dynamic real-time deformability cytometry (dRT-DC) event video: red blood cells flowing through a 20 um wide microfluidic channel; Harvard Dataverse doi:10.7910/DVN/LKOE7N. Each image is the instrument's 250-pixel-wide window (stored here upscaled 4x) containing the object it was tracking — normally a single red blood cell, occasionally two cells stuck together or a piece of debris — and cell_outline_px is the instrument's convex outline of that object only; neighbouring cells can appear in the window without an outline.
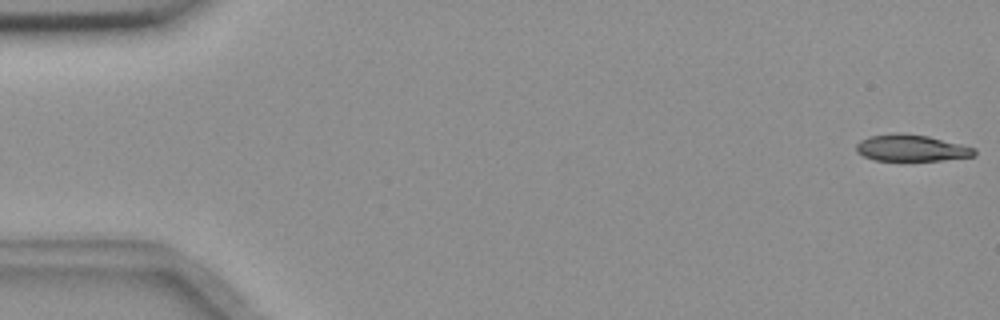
{"species": "common noctule bat (a hibernating species)", "species_latin": "Nyctalus noctula", "temperature_condition": "room temperature", "stored_images_in_passage": 11, "camera_frame_rate_fps": 3000, "um_per_image_px": 0.085, "animal": {"sex": "female", "body_mass_g": 18.4}, "frame": {"image": 1, "passage_image": 1, "time_ms": 0.0, "image_size_px": [1000, 320], "cell_outline_px": [[976, 156], [940, 160], [876, 160], [864, 156], [856, 152], [856, 144], [860, 140], [868, 136], [896, 132], [900, 132], [928, 136], [976, 148]], "centroid_in_image_um": [77.45, 12.56], "position_along_channel_um": 7.6, "area_um2": 18.32}}
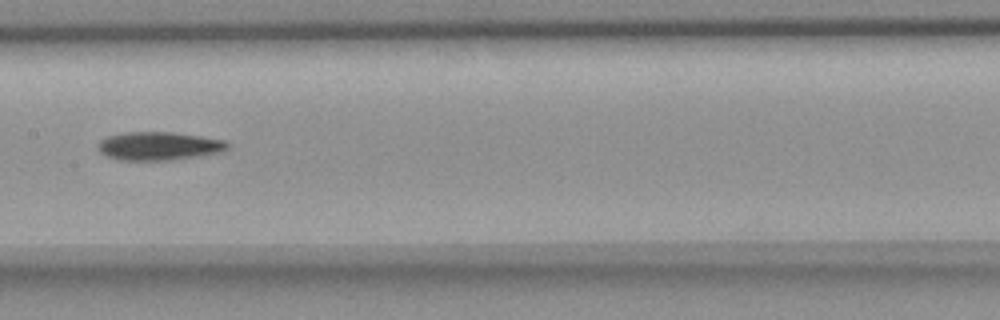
{"frame": {"image": 2, "passage_image": 8, "time_ms": 2.333, "image_size_px": [1000, 320], "cell_outline_px": [[232, 144], [224, 152], [200, 156], [168, 160], [120, 160], [108, 156], [100, 152], [96, 144], [100, 140], [108, 136], [124, 132], [172, 132], [228, 140]], "centroid_in_image_um": [13.57, 12.41], "position_along_channel_um": 193.8, "area_um2": 21.68}}
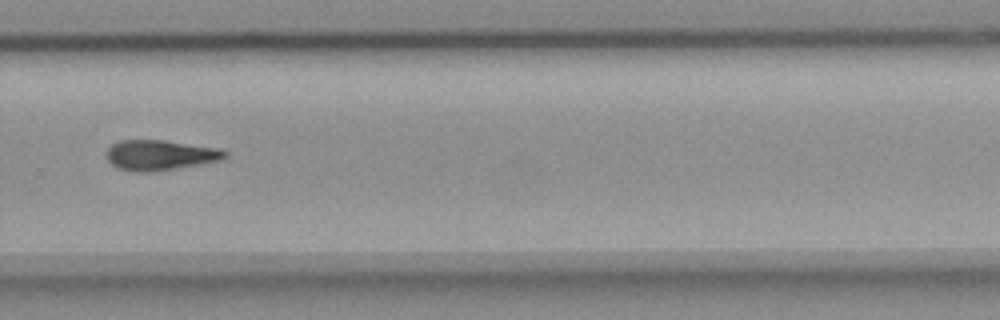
{"frame": {"image": 3, "passage_image": 11, "time_ms": 3.333, "image_size_px": [1000, 320], "cell_outline_px": [[228, 156], [216, 160], [176, 168], [152, 172], [132, 172], [116, 168], [108, 160], [108, 148], [112, 144], [120, 140], [160, 140], [220, 148], [228, 152]], "centroid_in_image_um": [13.56, 13.18], "position_along_channel_um": 316.2, "area_um2": 20.58}}